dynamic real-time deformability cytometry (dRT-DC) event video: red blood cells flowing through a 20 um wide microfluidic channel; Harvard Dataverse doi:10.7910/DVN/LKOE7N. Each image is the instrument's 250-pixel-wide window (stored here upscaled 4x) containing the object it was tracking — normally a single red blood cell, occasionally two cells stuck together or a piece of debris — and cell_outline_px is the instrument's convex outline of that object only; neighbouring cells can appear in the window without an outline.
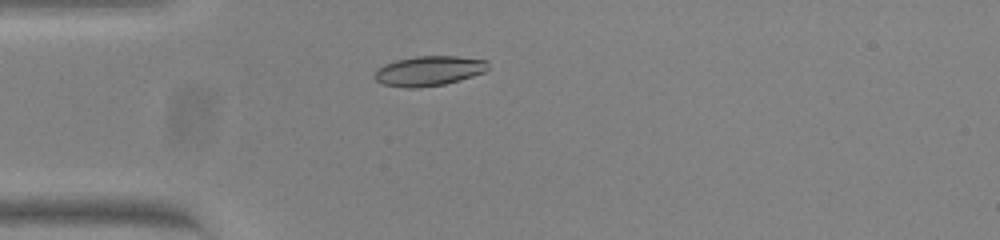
{"species": "common noctule bat (a hibernating species)", "species_latin": "Nyctalus noctula", "temperature_condition": "warm", "stored_images_in_passage": 40, "camera_frame_rate_fps": 3000, "um_per_image_px": 0.085, "animal": {"sex": "female", "body_mass_g": 23.0, "forearm_length_mm": 53.4}, "frame": {"image": 1, "passage_image": 1, "time_ms": 0.0, "image_size_px": [1000, 240], "cell_outline_px": [[488, 68], [484, 72], [460, 80], [444, 84], [416, 88], [408, 88], [384, 84], [376, 80], [372, 76], [376, 68], [384, 64], [396, 60], [416, 56], [456, 56], [488, 60]], "centroid_in_image_um": [36.43, 6.02], "position_along_channel_um": 48.6, "area_um2": 19.83}}
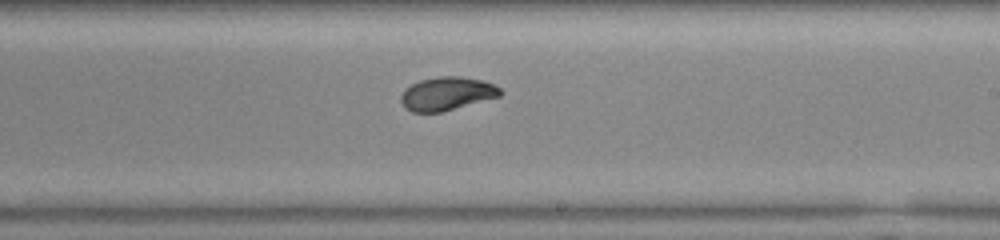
{"frame": {"image": 2, "passage_image": 18, "time_ms": 5.667, "image_size_px": [1000, 240], "cell_outline_px": [[504, 92], [500, 96], [440, 112], [412, 112], [404, 108], [400, 100], [400, 96], [404, 88], [420, 80], [440, 76], [460, 76], [480, 80], [492, 84], [500, 88]], "centroid_in_image_um": [37.94, 7.96], "position_along_channel_um": 251.1, "area_um2": 19.25}}
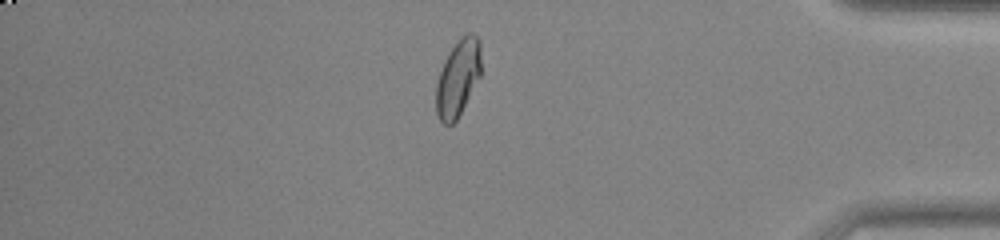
{"frame": {"image": 3, "passage_image": 32, "time_ms": 10.333, "image_size_px": [1000, 240], "cell_outline_px": [[480, 76], [456, 120], [452, 124], [444, 124], [440, 120], [436, 112], [436, 84], [444, 60], [460, 36], [468, 32], [472, 32], [480, 40]], "centroid_in_image_um": [38.92, 6.6], "position_along_channel_um": 396.3, "area_um2": 19.88}, "authors_computed_cell_mechanics": {"area_um2": 19.5364, "velocity_mm_per_s": 3.8239, "shape_relaxation_time_tau1_ms": 5.1448, "shape_relaxation_time_tau2_ms": 1.0675, "deformation_change_tau1": 0.1959, "deformation_change_tau2": 0.0506}}